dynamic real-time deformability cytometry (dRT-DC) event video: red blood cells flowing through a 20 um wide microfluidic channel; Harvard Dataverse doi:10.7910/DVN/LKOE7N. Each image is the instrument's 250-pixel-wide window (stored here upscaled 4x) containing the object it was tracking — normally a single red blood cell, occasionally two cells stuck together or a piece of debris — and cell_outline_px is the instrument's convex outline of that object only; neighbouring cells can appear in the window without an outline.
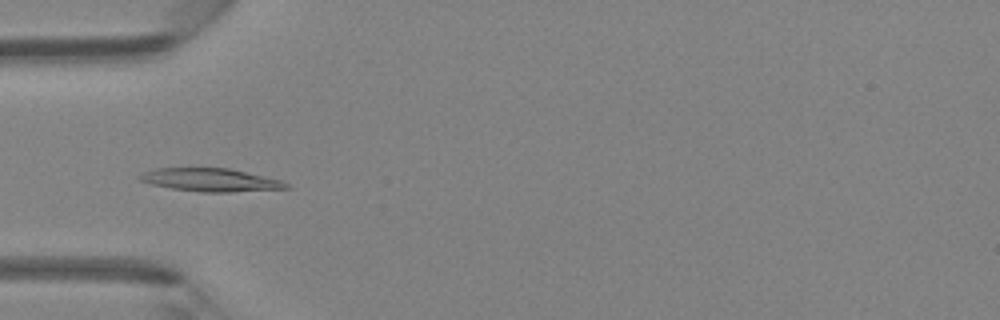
{"species": "Egyptian fruit bat (a non-hibernating species)", "species_latin": "Rousettus aegyptiacus", "temperature_condition": "room temperature", "stored_images_in_passage": 38, "camera_frame_rate_fps": 3000, "um_per_image_px": 0.085, "animal": {"sex": "female"}, "frame": {"image": 1, "passage_image": 6, "time_ms": 1.667, "image_size_px": [1000, 320], "cell_outline_px": [[292, 188], [232, 192], [204, 192], [172, 188], [152, 184], [140, 180], [136, 176], [144, 172], [156, 168], [228, 168], [280, 180], [288, 184]], "centroid_in_image_um": [17.89, 15.29], "position_along_channel_um": 67.1, "area_um2": 19.48}}
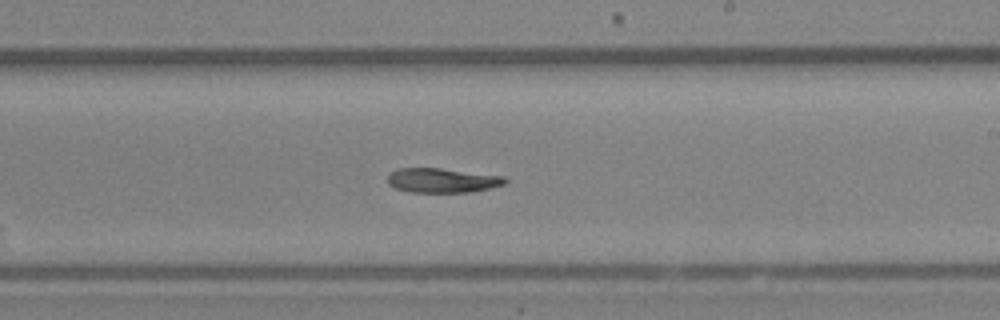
{"frame": {"image": 2, "passage_image": 19, "time_ms": 6.0, "image_size_px": [1000, 320], "cell_outline_px": [[508, 180], [504, 184], [488, 188], [468, 192], [408, 192], [396, 188], [388, 184], [388, 172], [396, 168], [440, 168], [504, 176]], "centroid_in_image_um": [37.54, 15.32], "position_along_channel_um": 251.5, "area_um2": 16.76}}
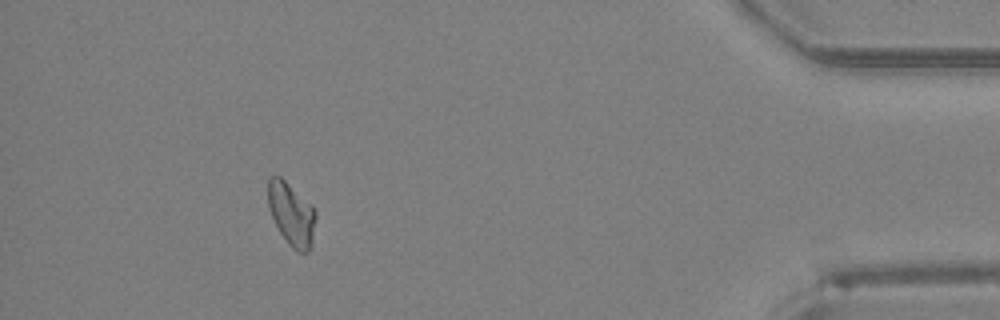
{"frame": {"image": 3, "passage_image": 34, "time_ms": 11.0, "image_size_px": [1000, 320], "cell_outline_px": [[316, 216], [312, 248], [308, 252], [296, 252], [288, 244], [280, 232], [268, 208], [268, 180], [272, 176], [280, 176], [312, 204], [316, 212]], "centroid_in_image_um": [24.8, 18.22], "position_along_channel_um": 410.4, "area_um2": 17.69}}